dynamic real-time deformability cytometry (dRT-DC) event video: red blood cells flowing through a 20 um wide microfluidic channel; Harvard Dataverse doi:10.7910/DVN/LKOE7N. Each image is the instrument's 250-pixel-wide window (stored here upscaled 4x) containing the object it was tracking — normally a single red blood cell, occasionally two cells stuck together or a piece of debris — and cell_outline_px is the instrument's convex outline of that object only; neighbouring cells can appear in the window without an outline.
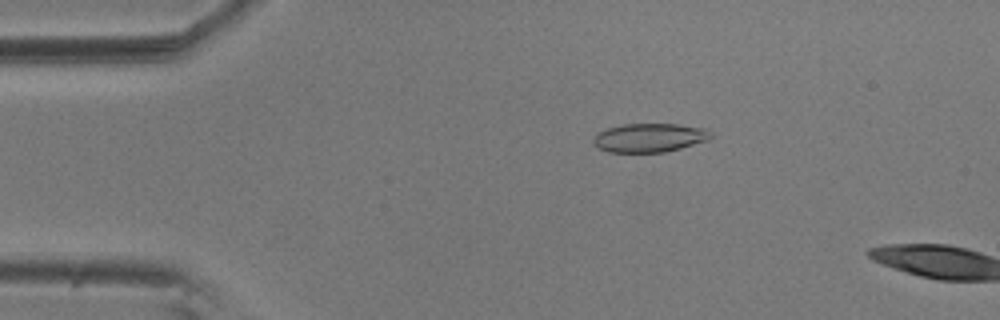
{"species": "common noctule bat (a hibernating species)", "species_latin": "Nyctalus noctula", "temperature_condition": "room temperature", "stored_images_in_passage": 8, "camera_frame_rate_fps": 3000, "um_per_image_px": 0.085, "animal": {"sex": "male", "body_mass_g": 20.5, "forearm_length_mm": 52.5}, "frame": {"image": 1, "passage_image": 5, "time_ms": 1.333, "image_size_px": [1000, 320], "cell_outline_px": [[712, 136], [708, 140], [680, 148], [664, 152], [608, 152], [600, 148], [592, 140], [600, 132], [608, 128], [624, 124], [676, 124], [708, 128], [712, 132]], "centroid_in_image_um": [55.27, 11.7], "position_along_channel_um": 29.7, "area_um2": 19.54}}